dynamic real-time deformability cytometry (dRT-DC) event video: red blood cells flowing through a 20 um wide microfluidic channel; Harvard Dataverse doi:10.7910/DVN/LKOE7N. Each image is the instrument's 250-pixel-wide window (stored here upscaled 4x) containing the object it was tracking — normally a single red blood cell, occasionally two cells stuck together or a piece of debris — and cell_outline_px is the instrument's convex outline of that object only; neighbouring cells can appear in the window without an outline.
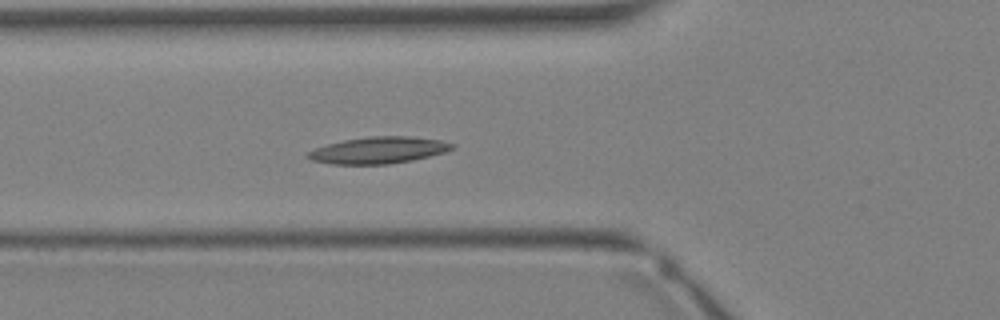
{"species": "Egyptian fruit bat (a non-hibernating species)", "species_latin": "Rousettus aegyptiacus", "temperature_condition": "warm", "stored_images_in_passage": 34, "camera_frame_rate_fps": 3000, "um_per_image_px": 0.085, "animal": {"sex": "female"}, "frame": {"image": 1, "passage_image": 12, "time_ms": 3.667, "image_size_px": [1000, 320], "cell_outline_px": [[456, 148], [444, 152], [412, 160], [388, 164], [332, 164], [312, 160], [304, 156], [308, 152], [316, 148], [328, 144], [344, 140], [368, 136], [412, 136], [440, 140], [456, 144]], "centroid_in_image_um": [32.2, 12.76], "position_along_channel_um": 93.6, "area_um2": 22.37}}
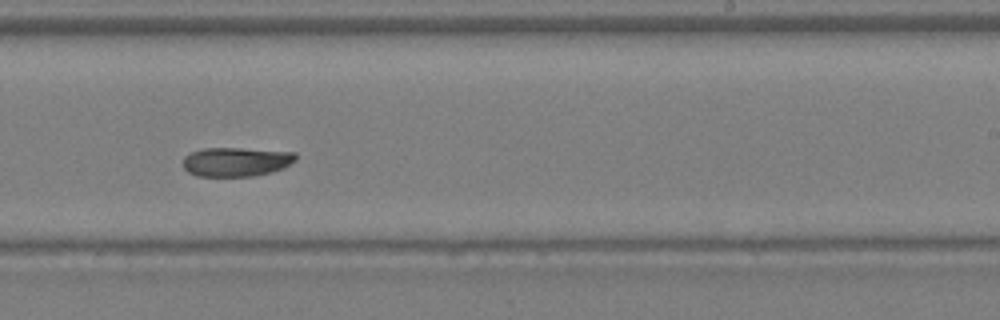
{"frame": {"image": 2, "passage_image": 21, "time_ms": 6.667, "image_size_px": [1000, 320], "cell_outline_px": [[296, 160], [284, 168], [252, 176], [196, 176], [188, 172], [184, 168], [184, 156], [192, 152], [204, 148], [240, 148], [296, 152]], "centroid_in_image_um": [20.08, 13.74], "position_along_channel_um": 268.9, "area_um2": 19.07}}
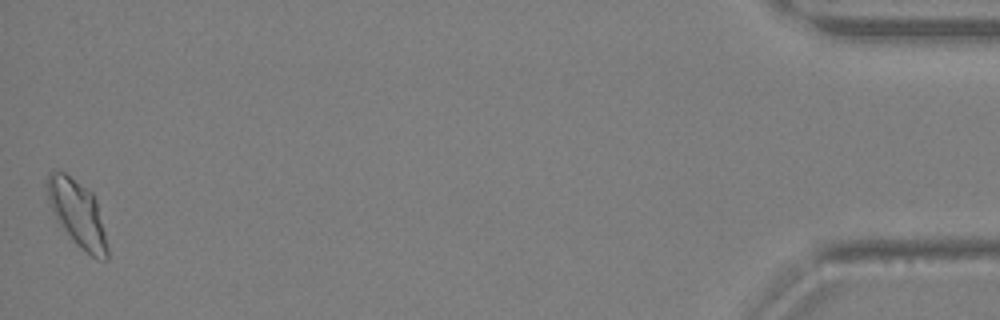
{"frame": {"image": 3, "passage_image": 34, "time_ms": 11.0, "image_size_px": [1000, 320], "cell_outline_px": [[108, 260], [96, 260], [80, 248], [72, 240], [52, 212], [48, 204], [44, 184], [48, 172], [64, 172], [92, 192], [96, 200], [108, 248]], "centroid_in_image_um": [6.55, 18.15], "position_along_channel_um": 428.7, "area_um2": 23.35}}